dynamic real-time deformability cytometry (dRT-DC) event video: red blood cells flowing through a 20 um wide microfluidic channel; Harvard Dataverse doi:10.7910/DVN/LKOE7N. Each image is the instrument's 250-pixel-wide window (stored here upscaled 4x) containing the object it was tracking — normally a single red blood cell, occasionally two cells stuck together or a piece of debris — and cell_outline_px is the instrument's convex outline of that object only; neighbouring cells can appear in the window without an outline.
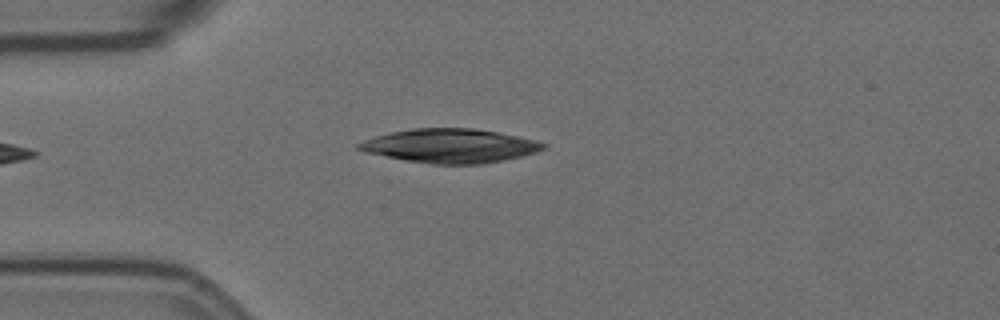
{"species": "Egyptian fruit bat (a non-hibernating species)", "species_latin": "Rousettus aegyptiacus", "temperature_condition": "room temperature", "stored_images_in_passage": 39, "camera_frame_rate_fps": 3000, "um_per_image_px": 0.085, "animal": {"sex": "female"}, "frame": {"image": 1, "passage_image": 1, "time_ms": 0.0, "image_size_px": [1000, 320], "cell_outline_px": [[548, 144], [544, 148], [536, 152], [504, 160], [484, 164], [432, 164], [404, 160], [368, 152], [356, 148], [356, 144], [364, 140], [376, 136], [392, 132], [412, 128], [472, 128], [496, 132], [536, 140]], "centroid_in_image_um": [38.27, 12.4], "position_along_channel_um": 46.7, "area_um2": 36.24}}
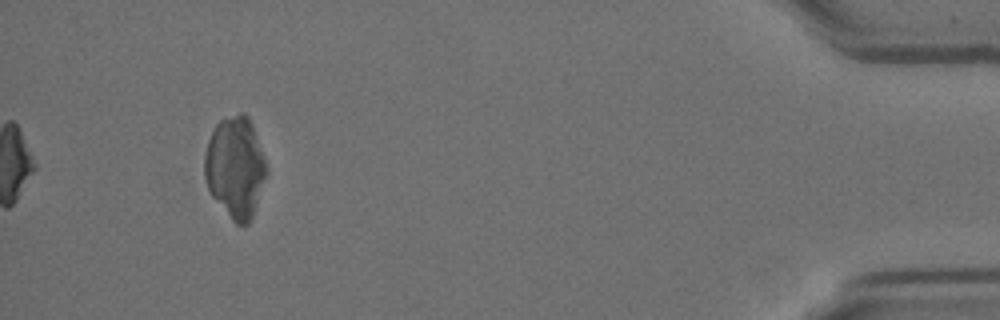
{"frame": {"image": 2, "passage_image": 39, "time_ms": 12.667, "image_size_px": [1000, 320], "cell_outline_px": [[268, 172], [252, 216], [248, 224], [236, 224], [232, 220], [212, 196], [204, 180], [204, 156], [208, 140], [216, 124], [220, 120], [240, 112], [244, 112], [248, 116], [252, 124], [264, 156], [268, 168]], "centroid_in_image_um": [20.0, 14.2], "position_along_channel_um": 415.2, "area_um2": 36.53}}